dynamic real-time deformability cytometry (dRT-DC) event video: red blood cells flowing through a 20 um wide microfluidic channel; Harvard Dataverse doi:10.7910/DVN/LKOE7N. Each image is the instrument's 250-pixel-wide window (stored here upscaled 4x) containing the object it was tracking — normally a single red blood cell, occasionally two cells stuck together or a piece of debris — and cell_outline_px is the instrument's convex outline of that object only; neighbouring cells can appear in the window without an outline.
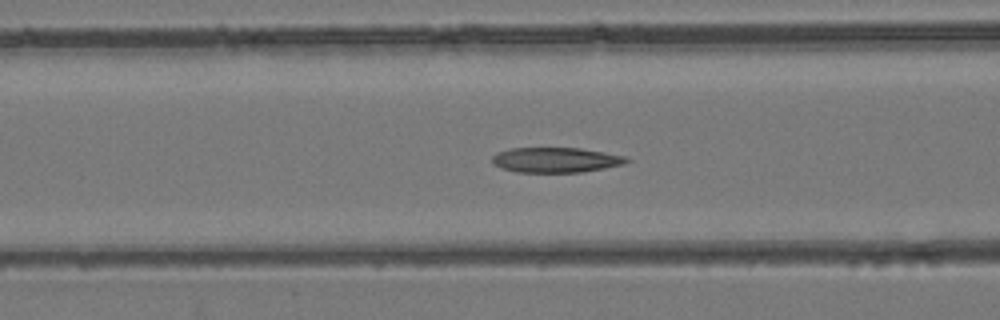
{"species": "common noctule bat (a hibernating species)", "species_latin": "Nyctalus noctula", "temperature_condition": "room temperature", "stored_images_in_passage": 43, "camera_frame_rate_fps": 3000, "um_per_image_px": 0.085, "animal": {"sex": "female", "body_mass_g": 24.6, "forearm_length_mm": 56.2}, "frame": {"image": 1, "passage_image": 19, "time_ms": 6.0, "image_size_px": [1000, 320], "cell_outline_px": [[632, 160], [624, 164], [604, 168], [580, 172], [516, 172], [500, 168], [492, 164], [492, 156], [496, 152], [512, 148], [580, 148], [604, 152], [624, 156]], "centroid_in_image_um": [47.21, 13.59], "position_along_channel_um": 119.4, "area_um2": 19.71}}
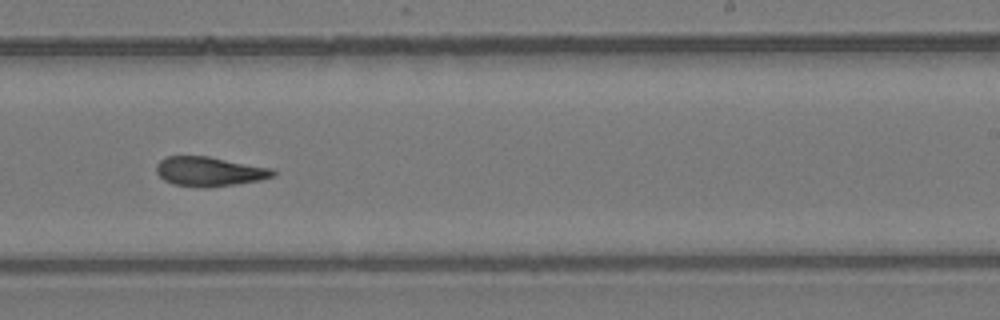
{"frame": {"image": 2, "passage_image": 29, "time_ms": 9.333, "image_size_px": [1000, 320], "cell_outline_px": [[276, 176], [260, 180], [236, 184], [208, 188], [204, 188], [172, 184], [164, 180], [156, 172], [156, 164], [164, 156], [208, 156], [272, 168], [276, 172]], "centroid_in_image_um": [17.79, 14.58], "position_along_channel_um": 271.2, "area_um2": 20.23}}
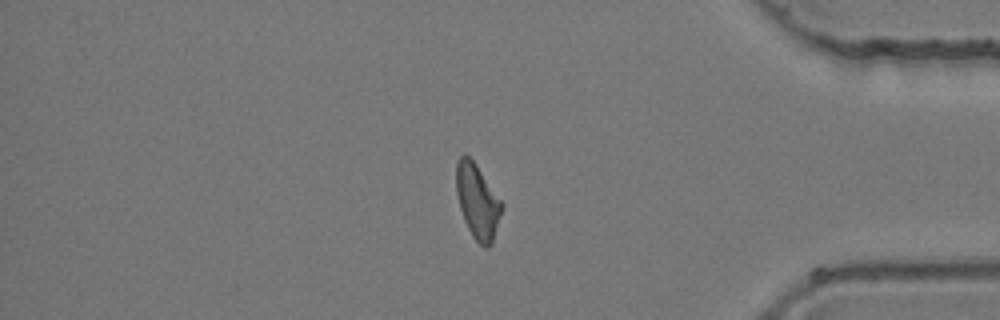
{"frame": {"image": 3, "passage_image": 39, "time_ms": 12.667, "image_size_px": [1000, 320], "cell_outline_px": [[504, 208], [492, 244], [488, 248], [484, 248], [472, 236], [464, 220], [460, 208], [456, 192], [456, 160], [464, 152], [476, 164], [504, 204]], "centroid_in_image_um": [40.6, 17.12], "position_along_channel_um": 394.6, "area_um2": 20.06}}